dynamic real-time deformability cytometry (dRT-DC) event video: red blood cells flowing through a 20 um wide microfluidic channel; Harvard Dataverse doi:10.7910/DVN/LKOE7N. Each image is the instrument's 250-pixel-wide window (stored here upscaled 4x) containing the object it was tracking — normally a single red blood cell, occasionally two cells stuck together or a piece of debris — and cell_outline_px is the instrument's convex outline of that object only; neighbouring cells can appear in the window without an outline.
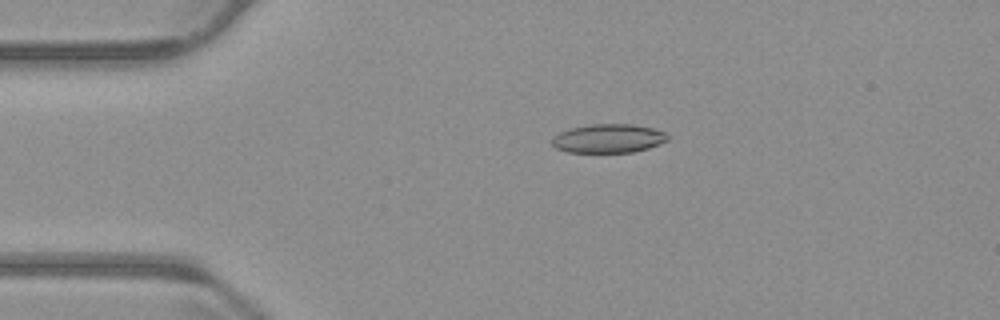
{"species": "common noctule bat (a hibernating species)", "species_latin": "Nyctalus noctula", "temperature_condition": "warm", "stored_images_in_passage": 47, "camera_frame_rate_fps": 3000, "um_per_image_px": 0.085, "animal": {"sex": "male", "body_mass_g": 23.1, "forearm_length_mm": 52.7}, "frame": {"image": 1, "passage_image": 3, "time_ms": 0.667, "image_size_px": [1000, 320], "cell_outline_px": [[668, 140], [660, 144], [648, 148], [632, 152], [568, 152], [556, 148], [552, 144], [552, 136], [560, 132], [572, 128], [588, 124], [632, 124], [652, 128], [664, 132], [668, 136]], "centroid_in_image_um": [51.7, 11.76], "position_along_channel_um": 33.3, "area_um2": 19.36}}
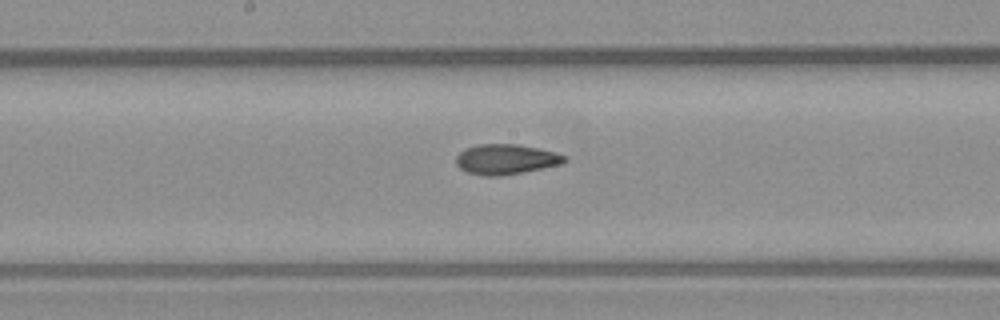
{"frame": {"image": 2, "passage_image": 20, "time_ms": 6.333, "image_size_px": [1000, 320], "cell_outline_px": [[568, 160], [564, 164], [500, 176], [484, 176], [468, 172], [460, 168], [456, 164], [456, 156], [464, 148], [476, 144], [516, 144], [540, 148], [564, 156]], "centroid_in_image_um": [42.98, 13.53], "position_along_channel_um": 205.2, "area_um2": 19.07}}
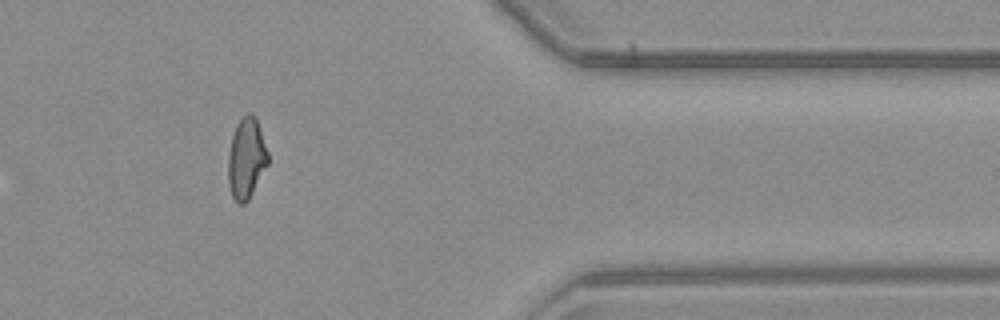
{"frame": {"image": 3, "passage_image": 37, "time_ms": 12.0, "image_size_px": [1000, 320], "cell_outline_px": [[268, 164], [248, 200], [244, 204], [236, 204], [232, 196], [228, 184], [228, 156], [232, 136], [236, 124], [248, 112], [252, 112], [256, 116], [268, 152]], "centroid_in_image_um": [20.94, 13.46], "position_along_channel_um": 390.5, "area_um2": 18.84}, "authors_computed_cell_mechanics": {"area_um2": 18.9006, "velocity_mm_per_s": 3.726, "shape_relaxation_time_tau1_ms": 8.3425, "shape_relaxation_time_tau2_ms": 2.5247, "deformation_change_tau1": 0.2347, "deformation_change_tau2": 0.0962}}